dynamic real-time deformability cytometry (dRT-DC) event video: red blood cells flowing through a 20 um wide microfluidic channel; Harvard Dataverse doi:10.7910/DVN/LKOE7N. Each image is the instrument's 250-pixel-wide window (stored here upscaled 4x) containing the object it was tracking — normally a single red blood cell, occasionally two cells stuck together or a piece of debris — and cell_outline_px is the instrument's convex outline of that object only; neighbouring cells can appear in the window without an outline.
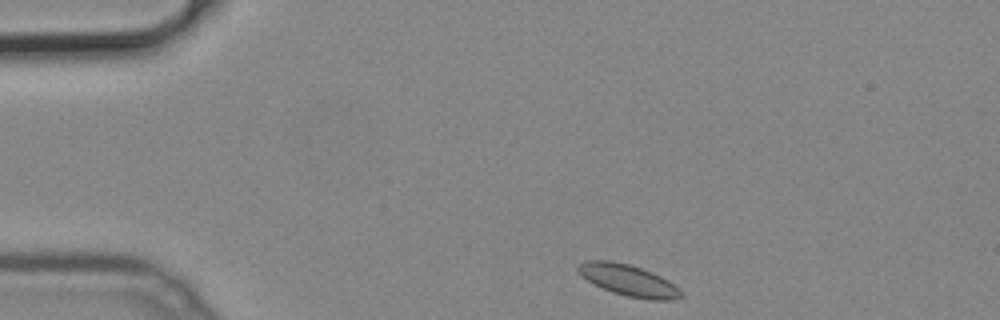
{"species": "common noctule bat (a hibernating species)", "species_latin": "Nyctalus noctula", "temperature_condition": "cold", "stored_images_in_passage": 4, "camera_frame_rate_fps": 3000, "um_per_image_px": 0.085, "animal": {"sex": "male", "body_mass_g": 19.2, "forearm_length_mm": 51.8}, "frame": {"image": 1, "passage_image": 1, "time_ms": 0.0, "image_size_px": [1000, 320], "cell_outline_px": [[684, 296], [672, 300], [652, 300], [628, 296], [612, 292], [588, 280], [576, 268], [580, 264], [588, 260], [608, 260], [628, 264], [652, 272], [668, 280]], "centroid_in_image_um": [53.44, 23.82], "position_along_channel_um": 31.6, "area_um2": 18.26}}